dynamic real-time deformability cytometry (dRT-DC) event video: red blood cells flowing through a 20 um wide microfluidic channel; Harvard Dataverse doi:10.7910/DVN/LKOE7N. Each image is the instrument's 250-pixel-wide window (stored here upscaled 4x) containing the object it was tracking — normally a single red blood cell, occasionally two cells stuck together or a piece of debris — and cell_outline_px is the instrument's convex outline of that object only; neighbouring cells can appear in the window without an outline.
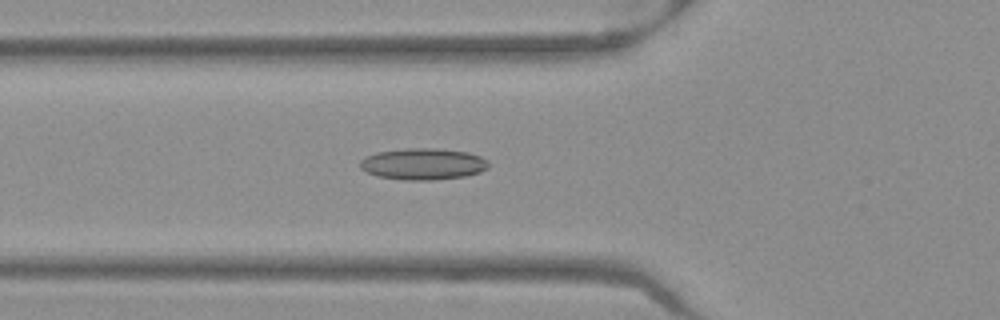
{"species": "Egyptian fruit bat (a non-hibernating species)", "species_latin": "Rousettus aegyptiacus", "temperature_condition": "warm", "stored_images_in_passage": 37, "camera_frame_rate_fps": 3000, "um_per_image_px": 0.085, "frame": {"image": 1, "passage_image": 4, "time_ms": 1.0, "image_size_px": [1000, 320], "cell_outline_px": [[488, 168], [480, 172], [464, 176], [436, 180], [404, 180], [376, 176], [360, 168], [360, 160], [364, 156], [376, 152], [404, 148], [436, 148], [468, 152], [480, 156], [488, 160]], "centroid_in_image_um": [35.94, 13.93], "position_along_channel_um": 89.9, "area_um2": 23.81}}
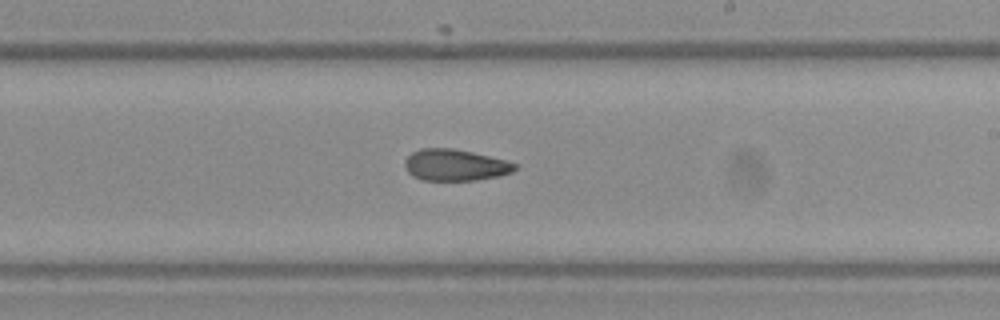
{"frame": {"image": 2, "passage_image": 16, "time_ms": 5.0, "image_size_px": [1000, 320], "cell_outline_px": [[520, 164], [512, 172], [500, 176], [476, 180], [424, 180], [412, 176], [404, 168], [404, 160], [412, 152], [420, 148], [452, 148], [472, 152]], "centroid_in_image_um": [38.67, 14.03], "position_along_channel_um": 250.3, "area_um2": 20.29}}
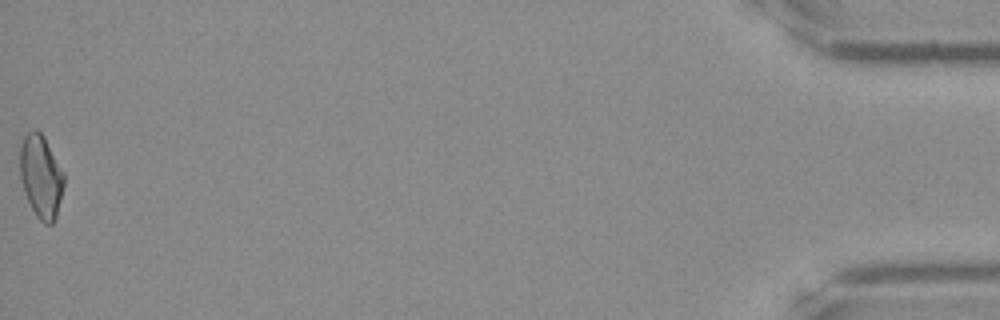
{"frame": {"image": 3, "passage_image": 37, "time_ms": 12.0, "image_size_px": [1000, 320], "cell_outline_px": [[64, 184], [56, 216], [52, 224], [44, 224], [36, 216], [24, 192], [20, 176], [20, 144], [24, 136], [32, 128], [36, 128], [44, 136], [64, 172]], "centroid_in_image_um": [3.48, 14.96], "position_along_channel_um": 431.7, "area_um2": 21.33}, "authors_computed_cell_mechanics": {"area_um2": 20.9814, "velocity_mm_per_s": 3.9906, "shape_relaxation_time_tau1_ms": null, "shape_relaxation_time_tau2_ms": 6.4172, "deformation_change_tau1": null, "deformation_change_tau2": 0.1438}}